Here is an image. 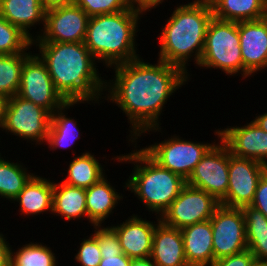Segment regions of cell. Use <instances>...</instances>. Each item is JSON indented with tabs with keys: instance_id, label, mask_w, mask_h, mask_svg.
<instances>
[{
	"instance_id": "1",
	"label": "cell",
	"mask_w": 267,
	"mask_h": 266,
	"mask_svg": "<svg viewBox=\"0 0 267 266\" xmlns=\"http://www.w3.org/2000/svg\"><path fill=\"white\" fill-rule=\"evenodd\" d=\"M110 68L115 76L105 81L103 99L115 103L127 116L131 127L128 140L137 141L150 131L161 132L159 116L164 105L173 93L187 84L191 75L163 60L150 64L141 57Z\"/></svg>"
},
{
	"instance_id": "2",
	"label": "cell",
	"mask_w": 267,
	"mask_h": 266,
	"mask_svg": "<svg viewBox=\"0 0 267 266\" xmlns=\"http://www.w3.org/2000/svg\"><path fill=\"white\" fill-rule=\"evenodd\" d=\"M32 45L39 48L37 55L45 63L56 91L66 102L91 105L99 104L104 98L106 80L97 71L98 61L84 42H32Z\"/></svg>"
},
{
	"instance_id": "3",
	"label": "cell",
	"mask_w": 267,
	"mask_h": 266,
	"mask_svg": "<svg viewBox=\"0 0 267 266\" xmlns=\"http://www.w3.org/2000/svg\"><path fill=\"white\" fill-rule=\"evenodd\" d=\"M212 18L209 0L177 5L159 34L158 59L178 66L188 74V62L193 59L198 66L201 60L206 30Z\"/></svg>"
},
{
	"instance_id": "4",
	"label": "cell",
	"mask_w": 267,
	"mask_h": 266,
	"mask_svg": "<svg viewBox=\"0 0 267 266\" xmlns=\"http://www.w3.org/2000/svg\"><path fill=\"white\" fill-rule=\"evenodd\" d=\"M143 14L128 7L124 11L89 17L84 45L106 68L140 57L135 37Z\"/></svg>"
},
{
	"instance_id": "5",
	"label": "cell",
	"mask_w": 267,
	"mask_h": 266,
	"mask_svg": "<svg viewBox=\"0 0 267 266\" xmlns=\"http://www.w3.org/2000/svg\"><path fill=\"white\" fill-rule=\"evenodd\" d=\"M135 149L128 154L114 157L119 163H132V174L125 187L143 202L146 210L161 217L186 184L180 175L162 168L142 148L136 149L138 141H130ZM135 143V144H134ZM158 214V215H157Z\"/></svg>"
},
{
	"instance_id": "6",
	"label": "cell",
	"mask_w": 267,
	"mask_h": 266,
	"mask_svg": "<svg viewBox=\"0 0 267 266\" xmlns=\"http://www.w3.org/2000/svg\"><path fill=\"white\" fill-rule=\"evenodd\" d=\"M198 66L205 69H220L229 77L236 74L243 77L238 22L223 21L214 17L209 21Z\"/></svg>"
},
{
	"instance_id": "7",
	"label": "cell",
	"mask_w": 267,
	"mask_h": 266,
	"mask_svg": "<svg viewBox=\"0 0 267 266\" xmlns=\"http://www.w3.org/2000/svg\"><path fill=\"white\" fill-rule=\"evenodd\" d=\"M51 114L18 95L8 98L1 129L35 145L46 144ZM43 142V143H42Z\"/></svg>"
},
{
	"instance_id": "8",
	"label": "cell",
	"mask_w": 267,
	"mask_h": 266,
	"mask_svg": "<svg viewBox=\"0 0 267 266\" xmlns=\"http://www.w3.org/2000/svg\"><path fill=\"white\" fill-rule=\"evenodd\" d=\"M215 143L216 141L212 143L187 141L175 134L142 149L162 168L180 175L187 181L196 165Z\"/></svg>"
},
{
	"instance_id": "9",
	"label": "cell",
	"mask_w": 267,
	"mask_h": 266,
	"mask_svg": "<svg viewBox=\"0 0 267 266\" xmlns=\"http://www.w3.org/2000/svg\"><path fill=\"white\" fill-rule=\"evenodd\" d=\"M220 202L204 190L188 185L160 217L166 226L183 229L198 222L210 220Z\"/></svg>"
},
{
	"instance_id": "10",
	"label": "cell",
	"mask_w": 267,
	"mask_h": 266,
	"mask_svg": "<svg viewBox=\"0 0 267 266\" xmlns=\"http://www.w3.org/2000/svg\"><path fill=\"white\" fill-rule=\"evenodd\" d=\"M24 60L17 95L46 109L51 115L66 101L56 91L45 63L37 54Z\"/></svg>"
},
{
	"instance_id": "11",
	"label": "cell",
	"mask_w": 267,
	"mask_h": 266,
	"mask_svg": "<svg viewBox=\"0 0 267 266\" xmlns=\"http://www.w3.org/2000/svg\"><path fill=\"white\" fill-rule=\"evenodd\" d=\"M214 261L247 250L245 217L241 208L220 205L210 219Z\"/></svg>"
},
{
	"instance_id": "12",
	"label": "cell",
	"mask_w": 267,
	"mask_h": 266,
	"mask_svg": "<svg viewBox=\"0 0 267 266\" xmlns=\"http://www.w3.org/2000/svg\"><path fill=\"white\" fill-rule=\"evenodd\" d=\"M229 180V149L220 139L203 156L186 181L204 190L219 202L226 196Z\"/></svg>"
},
{
	"instance_id": "13",
	"label": "cell",
	"mask_w": 267,
	"mask_h": 266,
	"mask_svg": "<svg viewBox=\"0 0 267 266\" xmlns=\"http://www.w3.org/2000/svg\"><path fill=\"white\" fill-rule=\"evenodd\" d=\"M267 166L253 159L239 158L229 150V180L226 196L220 205L242 208L252 203L258 182Z\"/></svg>"
},
{
	"instance_id": "14",
	"label": "cell",
	"mask_w": 267,
	"mask_h": 266,
	"mask_svg": "<svg viewBox=\"0 0 267 266\" xmlns=\"http://www.w3.org/2000/svg\"><path fill=\"white\" fill-rule=\"evenodd\" d=\"M89 16L74 2L46 11L42 33L32 42H84Z\"/></svg>"
},
{
	"instance_id": "15",
	"label": "cell",
	"mask_w": 267,
	"mask_h": 266,
	"mask_svg": "<svg viewBox=\"0 0 267 266\" xmlns=\"http://www.w3.org/2000/svg\"><path fill=\"white\" fill-rule=\"evenodd\" d=\"M214 134L227 145L232 155L253 159L267 166V132L253 120L240 127L219 128Z\"/></svg>"
},
{
	"instance_id": "16",
	"label": "cell",
	"mask_w": 267,
	"mask_h": 266,
	"mask_svg": "<svg viewBox=\"0 0 267 266\" xmlns=\"http://www.w3.org/2000/svg\"><path fill=\"white\" fill-rule=\"evenodd\" d=\"M238 34L243 60V78L267 68V16L238 22Z\"/></svg>"
},
{
	"instance_id": "17",
	"label": "cell",
	"mask_w": 267,
	"mask_h": 266,
	"mask_svg": "<svg viewBox=\"0 0 267 266\" xmlns=\"http://www.w3.org/2000/svg\"><path fill=\"white\" fill-rule=\"evenodd\" d=\"M123 221L111 227L116 231L123 253L131 259L150 257L152 251L153 234L156 226L161 222L148 221L138 215L132 214ZM156 223V224H155Z\"/></svg>"
},
{
	"instance_id": "18",
	"label": "cell",
	"mask_w": 267,
	"mask_h": 266,
	"mask_svg": "<svg viewBox=\"0 0 267 266\" xmlns=\"http://www.w3.org/2000/svg\"><path fill=\"white\" fill-rule=\"evenodd\" d=\"M150 259L156 266H189L181 230L160 222L153 234Z\"/></svg>"
},
{
	"instance_id": "19",
	"label": "cell",
	"mask_w": 267,
	"mask_h": 266,
	"mask_svg": "<svg viewBox=\"0 0 267 266\" xmlns=\"http://www.w3.org/2000/svg\"><path fill=\"white\" fill-rule=\"evenodd\" d=\"M184 253L189 266H210L214 261L211 221L206 220L181 229Z\"/></svg>"
},
{
	"instance_id": "20",
	"label": "cell",
	"mask_w": 267,
	"mask_h": 266,
	"mask_svg": "<svg viewBox=\"0 0 267 266\" xmlns=\"http://www.w3.org/2000/svg\"><path fill=\"white\" fill-rule=\"evenodd\" d=\"M13 202L19 203V210L24 216L52 213L53 180L34 174Z\"/></svg>"
},
{
	"instance_id": "21",
	"label": "cell",
	"mask_w": 267,
	"mask_h": 266,
	"mask_svg": "<svg viewBox=\"0 0 267 266\" xmlns=\"http://www.w3.org/2000/svg\"><path fill=\"white\" fill-rule=\"evenodd\" d=\"M106 177L86 189L87 220L92 226L102 225L123 200L122 194L116 191Z\"/></svg>"
},
{
	"instance_id": "22",
	"label": "cell",
	"mask_w": 267,
	"mask_h": 266,
	"mask_svg": "<svg viewBox=\"0 0 267 266\" xmlns=\"http://www.w3.org/2000/svg\"><path fill=\"white\" fill-rule=\"evenodd\" d=\"M45 14L40 0H1L0 15L9 23L20 28L32 40L35 39L29 30L35 25L45 24Z\"/></svg>"
},
{
	"instance_id": "23",
	"label": "cell",
	"mask_w": 267,
	"mask_h": 266,
	"mask_svg": "<svg viewBox=\"0 0 267 266\" xmlns=\"http://www.w3.org/2000/svg\"><path fill=\"white\" fill-rule=\"evenodd\" d=\"M61 182V183H60ZM53 180L52 215L66 220L87 218L86 189Z\"/></svg>"
},
{
	"instance_id": "24",
	"label": "cell",
	"mask_w": 267,
	"mask_h": 266,
	"mask_svg": "<svg viewBox=\"0 0 267 266\" xmlns=\"http://www.w3.org/2000/svg\"><path fill=\"white\" fill-rule=\"evenodd\" d=\"M213 17L223 21L259 20L267 16V0H209Z\"/></svg>"
},
{
	"instance_id": "25",
	"label": "cell",
	"mask_w": 267,
	"mask_h": 266,
	"mask_svg": "<svg viewBox=\"0 0 267 266\" xmlns=\"http://www.w3.org/2000/svg\"><path fill=\"white\" fill-rule=\"evenodd\" d=\"M86 102H66L58 108L52 115L48 131L46 143L50 151H55L59 148L68 149L69 146L74 145L77 139H80L82 134L79 132V127L76 126L77 121L71 117L68 118L65 113L70 107L75 104ZM78 127V128H77ZM81 134V135H80Z\"/></svg>"
},
{
	"instance_id": "26",
	"label": "cell",
	"mask_w": 267,
	"mask_h": 266,
	"mask_svg": "<svg viewBox=\"0 0 267 266\" xmlns=\"http://www.w3.org/2000/svg\"><path fill=\"white\" fill-rule=\"evenodd\" d=\"M89 151L73 156L68 165L67 177L62 182L71 186L87 189L105 176L104 167Z\"/></svg>"
},
{
	"instance_id": "27",
	"label": "cell",
	"mask_w": 267,
	"mask_h": 266,
	"mask_svg": "<svg viewBox=\"0 0 267 266\" xmlns=\"http://www.w3.org/2000/svg\"><path fill=\"white\" fill-rule=\"evenodd\" d=\"M241 209L245 217L247 248L257 260L267 261V218L251 206Z\"/></svg>"
},
{
	"instance_id": "28",
	"label": "cell",
	"mask_w": 267,
	"mask_h": 266,
	"mask_svg": "<svg viewBox=\"0 0 267 266\" xmlns=\"http://www.w3.org/2000/svg\"><path fill=\"white\" fill-rule=\"evenodd\" d=\"M1 154V153H0ZM0 155V198L13 201L35 174L28 172L23 163L6 161Z\"/></svg>"
},
{
	"instance_id": "29",
	"label": "cell",
	"mask_w": 267,
	"mask_h": 266,
	"mask_svg": "<svg viewBox=\"0 0 267 266\" xmlns=\"http://www.w3.org/2000/svg\"><path fill=\"white\" fill-rule=\"evenodd\" d=\"M30 52L0 55V93L8 98L17 95L24 60Z\"/></svg>"
},
{
	"instance_id": "30",
	"label": "cell",
	"mask_w": 267,
	"mask_h": 266,
	"mask_svg": "<svg viewBox=\"0 0 267 266\" xmlns=\"http://www.w3.org/2000/svg\"><path fill=\"white\" fill-rule=\"evenodd\" d=\"M11 248L10 266H57L56 254L42 243H25L18 250Z\"/></svg>"
},
{
	"instance_id": "31",
	"label": "cell",
	"mask_w": 267,
	"mask_h": 266,
	"mask_svg": "<svg viewBox=\"0 0 267 266\" xmlns=\"http://www.w3.org/2000/svg\"><path fill=\"white\" fill-rule=\"evenodd\" d=\"M31 46L32 39L0 15V55L27 52Z\"/></svg>"
},
{
	"instance_id": "32",
	"label": "cell",
	"mask_w": 267,
	"mask_h": 266,
	"mask_svg": "<svg viewBox=\"0 0 267 266\" xmlns=\"http://www.w3.org/2000/svg\"><path fill=\"white\" fill-rule=\"evenodd\" d=\"M92 235L97 239L101 256H117L123 254L120 240L111 226L93 225Z\"/></svg>"
},
{
	"instance_id": "33",
	"label": "cell",
	"mask_w": 267,
	"mask_h": 266,
	"mask_svg": "<svg viewBox=\"0 0 267 266\" xmlns=\"http://www.w3.org/2000/svg\"><path fill=\"white\" fill-rule=\"evenodd\" d=\"M89 17L124 11L128 8L125 0H73Z\"/></svg>"
},
{
	"instance_id": "34",
	"label": "cell",
	"mask_w": 267,
	"mask_h": 266,
	"mask_svg": "<svg viewBox=\"0 0 267 266\" xmlns=\"http://www.w3.org/2000/svg\"><path fill=\"white\" fill-rule=\"evenodd\" d=\"M79 244L80 247L74 258L75 262L81 266H99L102 257L97 239L93 235L87 236Z\"/></svg>"
},
{
	"instance_id": "35",
	"label": "cell",
	"mask_w": 267,
	"mask_h": 266,
	"mask_svg": "<svg viewBox=\"0 0 267 266\" xmlns=\"http://www.w3.org/2000/svg\"><path fill=\"white\" fill-rule=\"evenodd\" d=\"M256 258L247 249L241 253L213 261L210 266H253Z\"/></svg>"
},
{
	"instance_id": "36",
	"label": "cell",
	"mask_w": 267,
	"mask_h": 266,
	"mask_svg": "<svg viewBox=\"0 0 267 266\" xmlns=\"http://www.w3.org/2000/svg\"><path fill=\"white\" fill-rule=\"evenodd\" d=\"M250 206L262 212L267 218V171L260 178Z\"/></svg>"
},
{
	"instance_id": "37",
	"label": "cell",
	"mask_w": 267,
	"mask_h": 266,
	"mask_svg": "<svg viewBox=\"0 0 267 266\" xmlns=\"http://www.w3.org/2000/svg\"><path fill=\"white\" fill-rule=\"evenodd\" d=\"M129 8L139 10L143 13L159 6L165 0H125Z\"/></svg>"
},
{
	"instance_id": "38",
	"label": "cell",
	"mask_w": 267,
	"mask_h": 266,
	"mask_svg": "<svg viewBox=\"0 0 267 266\" xmlns=\"http://www.w3.org/2000/svg\"><path fill=\"white\" fill-rule=\"evenodd\" d=\"M101 262L99 266H129L131 258L124 253L117 256H101Z\"/></svg>"
},
{
	"instance_id": "39",
	"label": "cell",
	"mask_w": 267,
	"mask_h": 266,
	"mask_svg": "<svg viewBox=\"0 0 267 266\" xmlns=\"http://www.w3.org/2000/svg\"><path fill=\"white\" fill-rule=\"evenodd\" d=\"M0 232V266H10L11 245Z\"/></svg>"
},
{
	"instance_id": "40",
	"label": "cell",
	"mask_w": 267,
	"mask_h": 266,
	"mask_svg": "<svg viewBox=\"0 0 267 266\" xmlns=\"http://www.w3.org/2000/svg\"><path fill=\"white\" fill-rule=\"evenodd\" d=\"M45 11L60 8L73 3V0H40Z\"/></svg>"
},
{
	"instance_id": "41",
	"label": "cell",
	"mask_w": 267,
	"mask_h": 266,
	"mask_svg": "<svg viewBox=\"0 0 267 266\" xmlns=\"http://www.w3.org/2000/svg\"><path fill=\"white\" fill-rule=\"evenodd\" d=\"M129 266H156V265L150 259V257H147V258L131 259V263Z\"/></svg>"
},
{
	"instance_id": "42",
	"label": "cell",
	"mask_w": 267,
	"mask_h": 266,
	"mask_svg": "<svg viewBox=\"0 0 267 266\" xmlns=\"http://www.w3.org/2000/svg\"><path fill=\"white\" fill-rule=\"evenodd\" d=\"M253 121L264 131L267 132V111L263 114H258Z\"/></svg>"
},
{
	"instance_id": "43",
	"label": "cell",
	"mask_w": 267,
	"mask_h": 266,
	"mask_svg": "<svg viewBox=\"0 0 267 266\" xmlns=\"http://www.w3.org/2000/svg\"><path fill=\"white\" fill-rule=\"evenodd\" d=\"M6 101H7V98L4 97V96L0 93V127H1V125H2L3 118H4V109H5Z\"/></svg>"
},
{
	"instance_id": "44",
	"label": "cell",
	"mask_w": 267,
	"mask_h": 266,
	"mask_svg": "<svg viewBox=\"0 0 267 266\" xmlns=\"http://www.w3.org/2000/svg\"><path fill=\"white\" fill-rule=\"evenodd\" d=\"M253 266H267V261H260L256 259Z\"/></svg>"
}]
</instances>
